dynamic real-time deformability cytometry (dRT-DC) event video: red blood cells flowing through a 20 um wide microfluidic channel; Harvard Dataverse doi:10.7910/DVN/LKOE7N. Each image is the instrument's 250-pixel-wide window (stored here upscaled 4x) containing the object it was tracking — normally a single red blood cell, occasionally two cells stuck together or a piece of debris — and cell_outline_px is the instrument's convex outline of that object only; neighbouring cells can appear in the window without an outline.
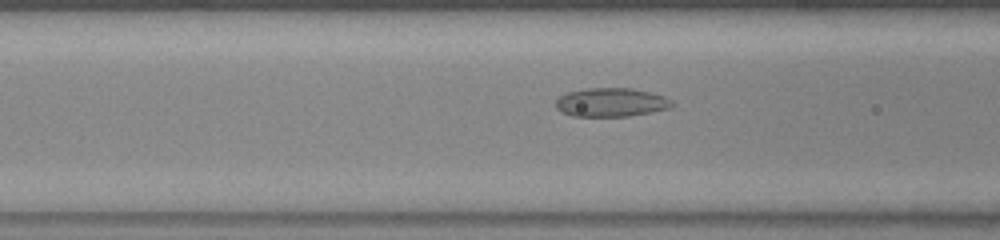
{"species": "common noctule bat (a hibernating species)", "species_latin": "Nyctalus noctula", "temperature_condition": "warm", "stored_images_in_passage": 38, "camera_frame_rate_fps": 3000, "um_per_image_px": 0.085, "animal": {"sex": "female", "body_mass_g": 23.0, "forearm_length_mm": 53.4}, "frame": {"image": 1, "passage_image": 6, "time_ms": 1.667, "image_size_px": [1000, 240], "cell_outline_px": [[672, 104], [668, 108], [628, 116], [572, 116], [556, 108], [556, 100], [560, 96], [568, 92], [588, 88], [632, 88], [664, 96], [672, 100]], "centroid_in_image_um": [51.92, 8.69], "position_along_channel_um": 114.7, "area_um2": 19.13}}
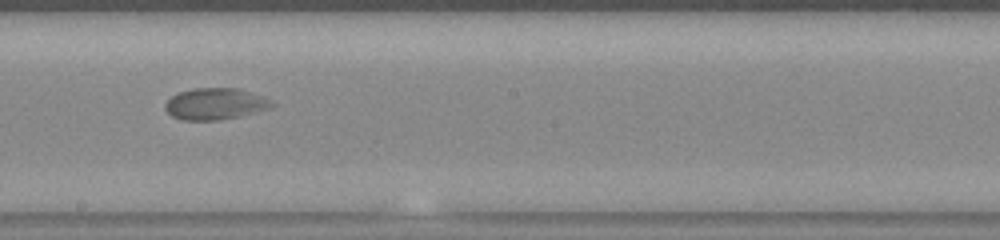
{"frame": {"image": 2, "passage_image": 15, "time_ms": 4.667, "image_size_px": [1000, 240], "cell_outline_px": [[276, 104], [268, 108], [240, 116], [220, 120], [184, 120], [172, 116], [164, 108], [164, 104], [172, 96], [180, 92], [192, 88], [240, 88], [272, 100]], "centroid_in_image_um": [18.29, 8.82], "position_along_channel_um": 229.9, "area_um2": 19.54}}
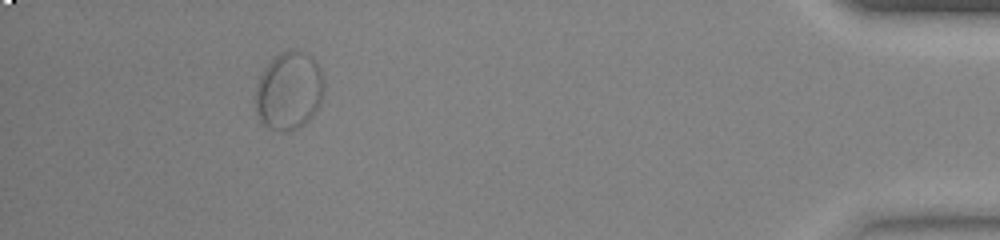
{"frame": {"image": 3, "passage_image": 34, "time_ms": 11.0, "image_size_px": [1000, 240], "cell_outline_px": [[324, 88], [320, 104], [312, 116], [308, 120], [296, 128], [276, 132], [260, 124], [256, 112], [256, 84], [264, 68], [280, 52], [304, 52], [312, 56], [320, 68], [324, 80]], "centroid_in_image_um": [24.55, 7.75], "position_along_channel_um": 410.6, "area_um2": 31.1}}